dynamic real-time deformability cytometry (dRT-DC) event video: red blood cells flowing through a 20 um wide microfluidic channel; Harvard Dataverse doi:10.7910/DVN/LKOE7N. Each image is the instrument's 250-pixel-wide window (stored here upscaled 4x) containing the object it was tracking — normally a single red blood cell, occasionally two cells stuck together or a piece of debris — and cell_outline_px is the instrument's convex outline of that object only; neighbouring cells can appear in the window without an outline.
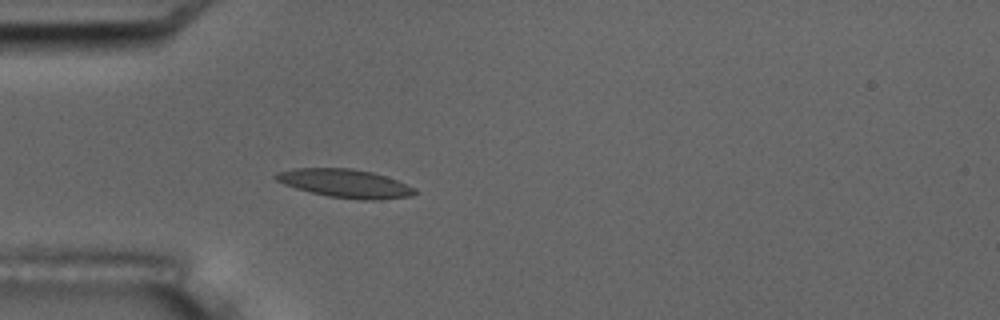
{"species": "common noctule bat (a hibernating species)", "species_latin": "Nyctalus noctula", "temperature_condition": "room temperature", "stored_images_in_passage": 5, "camera_frame_rate_fps": 3000, "um_per_image_px": 0.085, "animal": {"sex": "male", "body_mass_g": 17.5, "forearm_length_mm": 52.3}, "frame": {"image": 1, "passage_image": 5, "time_ms": 4.667, "image_size_px": [1000, 320], "cell_outline_px": [[416, 192], [412, 196], [380, 200], [360, 200], [328, 196], [296, 188], [284, 184], [276, 180], [272, 176], [276, 172], [296, 168], [352, 168], [372, 172], [396, 180], [416, 188]], "centroid_in_image_um": [29.33, 15.59], "position_along_channel_um": 55.7, "area_um2": 23.0}}